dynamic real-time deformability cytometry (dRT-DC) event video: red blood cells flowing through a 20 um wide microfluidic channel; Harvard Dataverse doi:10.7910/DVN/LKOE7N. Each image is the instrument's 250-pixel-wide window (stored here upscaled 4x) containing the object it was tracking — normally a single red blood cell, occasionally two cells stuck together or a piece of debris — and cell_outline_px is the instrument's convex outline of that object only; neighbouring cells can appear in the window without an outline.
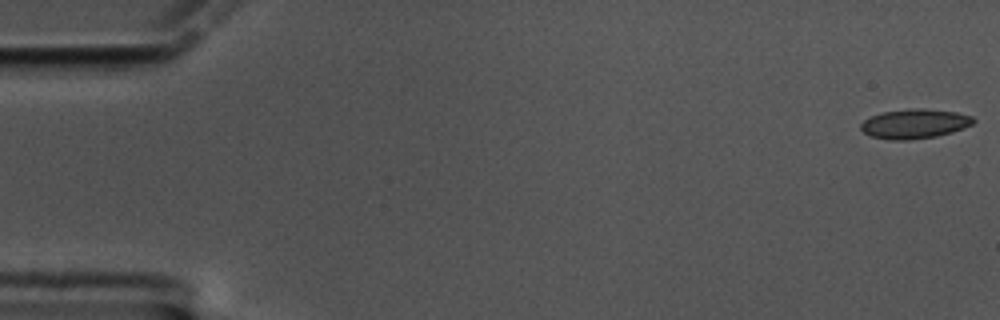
{"species": "common noctule bat (a hibernating species)", "species_latin": "Nyctalus noctula", "temperature_condition": "cold", "stored_images_in_passage": 59, "camera_frame_rate_fps": 3000, "um_per_image_px": 0.085, "animal": {"sex": "male", "body_mass_g": 17.5, "forearm_length_mm": 52.3}, "frame": {"image": 1, "passage_image": 1, "time_ms": 0.0, "image_size_px": [1000, 320], "cell_outline_px": [[976, 120], [972, 124], [964, 128], [952, 132], [936, 136], [908, 140], [892, 140], [872, 136], [864, 132], [860, 128], [860, 124], [864, 120], [880, 112], [912, 108], [924, 108], [956, 112], [972, 116]], "centroid_in_image_um": [77.75, 10.51], "position_along_channel_um": 7.3, "area_um2": 19.36}}
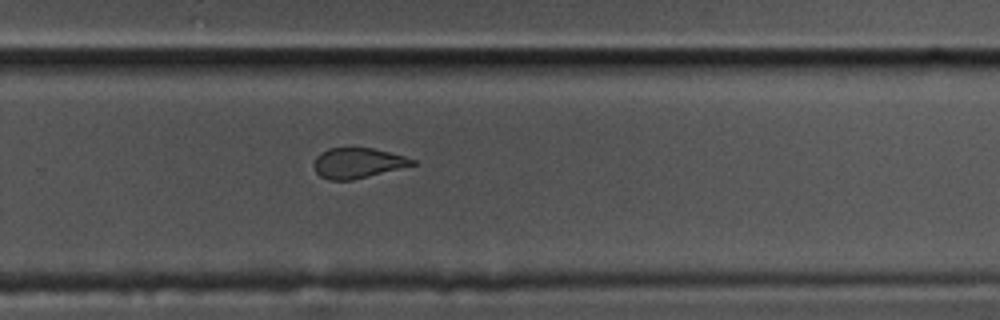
{"frame": {"image": 2, "passage_image": 39, "time_ms": 12.667, "image_size_px": [1000, 320], "cell_outline_px": [[416, 164], [352, 180], [328, 180], [320, 176], [316, 172], [312, 164], [316, 156], [320, 152], [328, 148], [372, 148], [404, 156], [416, 160]], "centroid_in_image_um": [30.35, 13.85], "position_along_channel_um": 299.5, "area_um2": 17.28}}
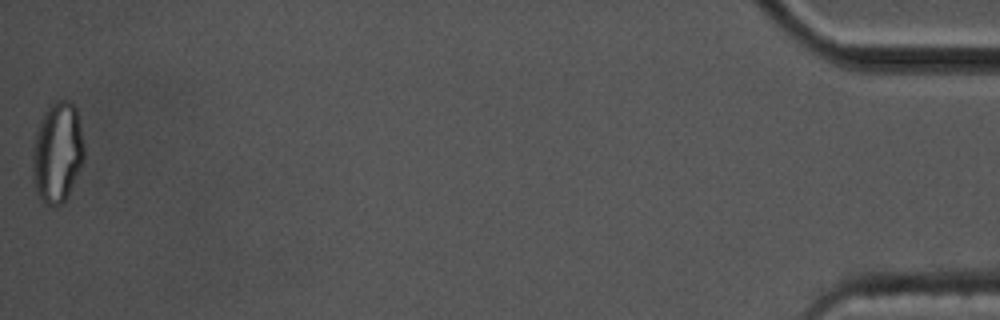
{"frame": {"image": 3, "passage_image": 59, "time_ms": 19.333, "image_size_px": [1000, 320], "cell_outline_px": [[84, 160], [68, 196], [60, 204], [48, 204], [36, 192], [32, 180], [32, 148], [36, 128], [48, 104], [52, 100], [68, 100], [76, 108], [84, 144]], "centroid_in_image_um": [4.86, 12.91], "position_along_channel_um": 430.3, "area_um2": 30.52}, "authors_computed_cell_mechanics": {"area_um2": 19.1318, "velocity_mm_per_s": 3.4135, "shape_relaxation_time_tau1_ms": 7.6079, "shape_relaxation_time_tau2_ms": 1.6147, "deformation_change_tau1": 0.1327, "deformation_change_tau2": 0.0733}}